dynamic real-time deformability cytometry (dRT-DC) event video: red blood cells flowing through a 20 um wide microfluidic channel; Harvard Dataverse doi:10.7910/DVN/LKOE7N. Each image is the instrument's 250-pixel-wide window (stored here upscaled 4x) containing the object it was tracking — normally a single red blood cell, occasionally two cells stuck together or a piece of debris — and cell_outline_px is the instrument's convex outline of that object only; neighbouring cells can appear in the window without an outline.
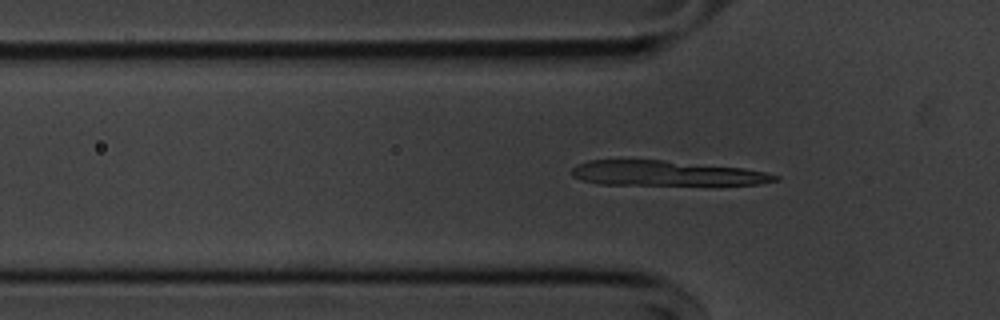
{"species": "common noctule bat (a hibernating species)", "species_latin": "Nyctalus noctula", "temperature_condition": "cold", "stored_images_in_passage": 54, "camera_frame_rate_fps": 3000, "um_per_image_px": 0.085, "animal": {"sex": "male", "body_mass_g": 20.1, "forearm_length_mm": 53.5}, "frame": {"image": 1, "passage_image": 16, "time_ms": 5.0, "image_size_px": [1000, 320], "cell_outline_px": [[780, 180], [760, 184], [600, 184], [580, 180], [572, 176], [572, 168], [588, 160], [664, 160], [744, 168], [764, 172], [780, 176]], "centroid_in_image_um": [56.63, 14.72], "position_along_channel_um": 69.2, "area_um2": 29.3}}
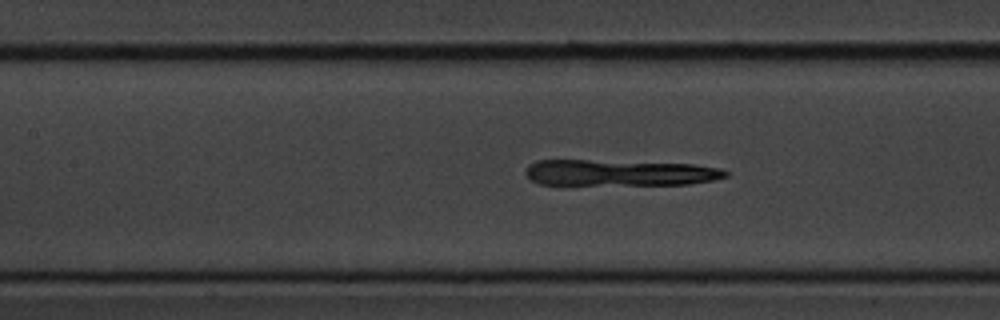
{"frame": {"image": 2, "passage_image": 23, "time_ms": 7.333, "image_size_px": [1000, 320], "cell_outline_px": [[728, 176], [712, 180], [688, 184], [540, 184], [532, 180], [524, 172], [528, 164], [536, 160], [588, 160], [692, 164], [720, 168], [728, 172]], "centroid_in_image_um": [52.63, 14.67], "position_along_channel_um": 154.8, "area_um2": 30.11}}
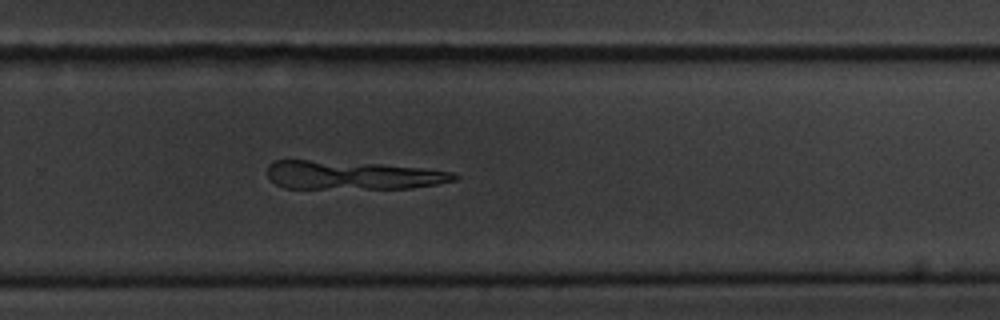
{"frame": {"image": 3, "passage_image": 35, "time_ms": 11.333, "image_size_px": [1000, 320], "cell_outline_px": [[460, 176], [456, 180], [436, 184], [408, 188], [284, 188], [276, 184], [268, 176], [268, 164], [276, 160], [308, 160], [380, 164], [420, 168], [452, 172]], "centroid_in_image_um": [29.94, 14.89], "position_along_channel_um": 299.9, "area_um2": 30.69}}